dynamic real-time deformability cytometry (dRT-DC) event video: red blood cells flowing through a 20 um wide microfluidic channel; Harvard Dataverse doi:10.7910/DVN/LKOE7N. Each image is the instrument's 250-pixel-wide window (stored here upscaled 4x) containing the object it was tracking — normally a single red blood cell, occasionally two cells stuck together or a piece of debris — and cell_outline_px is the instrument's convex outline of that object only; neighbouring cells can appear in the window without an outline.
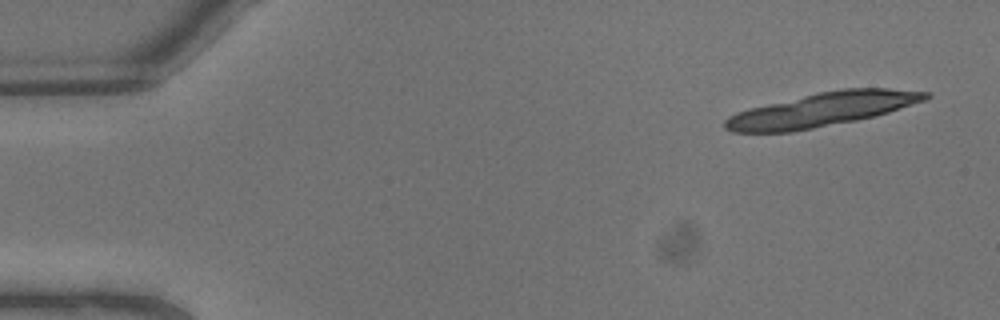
{"species": "common noctule bat (a hibernating species)", "species_latin": "Nyctalus noctula", "temperature_condition": "warm", "stored_images_in_passage": 6, "camera_frame_rate_fps": 3000, "um_per_image_px": 0.085, "animal": {"sex": "male", "body_mass_g": 13.3}, "frame": {"image": 1, "passage_image": 1, "time_ms": 0.0, "image_size_px": [1000, 320], "cell_outline_px": [[932, 96], [924, 100], [876, 116], [856, 120], [792, 132], [732, 132], [724, 128], [724, 120], [728, 116], [736, 112], [748, 108], [816, 92], [844, 88], [888, 88], [928, 92]], "centroid_in_image_um": [69.83, 9.31], "position_along_channel_um": 15.2, "area_um2": 39.59}}